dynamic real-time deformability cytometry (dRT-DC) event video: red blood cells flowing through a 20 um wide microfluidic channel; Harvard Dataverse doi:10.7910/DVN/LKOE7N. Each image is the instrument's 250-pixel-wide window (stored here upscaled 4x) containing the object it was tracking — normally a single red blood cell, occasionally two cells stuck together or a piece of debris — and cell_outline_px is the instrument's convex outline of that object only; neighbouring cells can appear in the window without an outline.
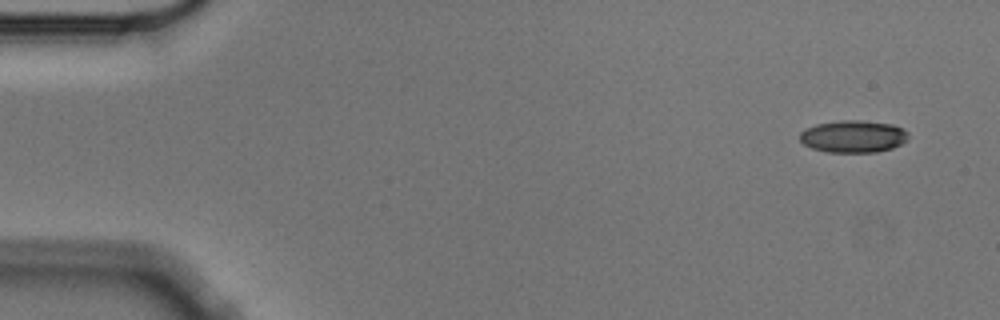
{"species": "Egyptian fruit bat (a non-hibernating species)", "species_latin": "Rousettus aegyptiacus", "temperature_condition": "cold", "stored_images_in_passage": 6, "camera_frame_rate_fps": 3000, "um_per_image_px": 0.085, "animal": {"sex": "male"}, "frame": {"image": 1, "passage_image": 1, "time_ms": 0.0, "image_size_px": [1000, 320], "cell_outline_px": [[908, 140], [892, 148], [876, 152], [828, 152], [812, 148], [804, 144], [800, 140], [800, 132], [804, 128], [816, 124], [840, 120], [860, 120], [892, 124], [904, 128], [908, 132]], "centroid_in_image_um": [72.53, 11.59], "position_along_channel_um": 12.5, "area_um2": 20.52}}
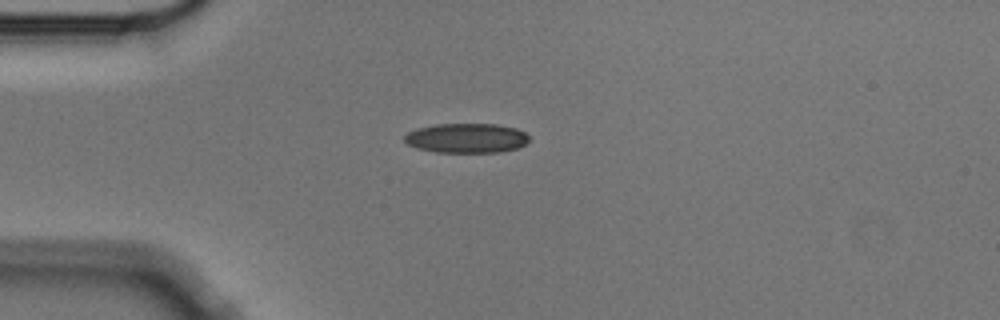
{"frame": {"image": 2, "passage_image": 4, "time_ms": 1.0, "image_size_px": [1000, 320], "cell_outline_px": [[528, 140], [520, 148], [500, 152], [436, 152], [416, 148], [408, 144], [404, 140], [404, 136], [408, 132], [416, 128], [436, 124], [496, 124], [516, 128], [524, 132], [528, 136]], "centroid_in_image_um": [39.64, 11.74], "position_along_channel_um": 45.4, "area_um2": 21.56}}
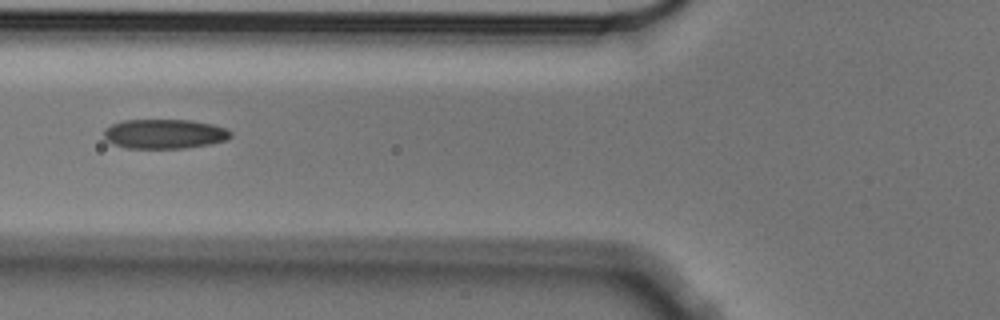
{"frame": {"image": 3, "passage_image": 6, "time_ms": 1.667, "image_size_px": [1000, 320], "cell_outline_px": [[232, 136], [228, 140], [208, 144], [184, 148], [124, 148], [112, 144], [104, 140], [104, 128], [112, 124], [124, 120], [192, 120], [212, 124], [224, 128], [232, 132]], "centroid_in_image_um": [13.95, 11.38], "position_along_channel_um": 111.9, "area_um2": 21.96}}